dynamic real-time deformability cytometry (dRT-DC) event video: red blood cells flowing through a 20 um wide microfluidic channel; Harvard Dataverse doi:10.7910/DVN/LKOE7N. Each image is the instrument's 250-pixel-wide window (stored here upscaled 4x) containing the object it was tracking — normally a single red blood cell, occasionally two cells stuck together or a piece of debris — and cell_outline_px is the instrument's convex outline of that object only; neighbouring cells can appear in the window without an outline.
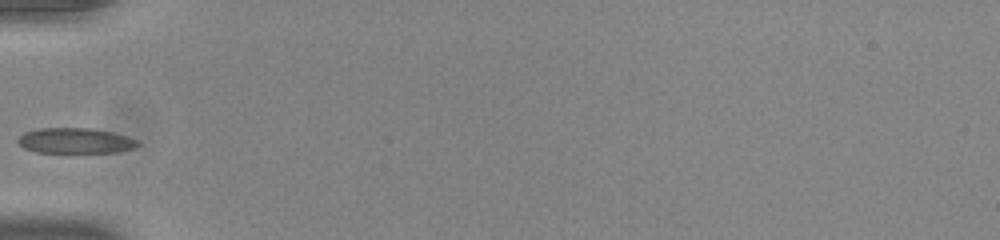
{"species": "common noctule bat (a hibernating species)", "species_latin": "Nyctalus noctula", "temperature_condition": "room temperature", "stored_images_in_passage": 28, "camera_frame_rate_fps": 3000, "um_per_image_px": 0.085, "animal": {"sex": "male", "body_mass_g": 20.0, "forearm_length_mm": 53.3}, "frame": {"image": 1, "passage_image": 1, "time_ms": 0.0, "image_size_px": [1000, 240], "cell_outline_px": [[140, 144], [136, 148], [116, 152], [36, 152], [24, 148], [16, 140], [24, 132], [40, 128], [92, 128], [112, 132], [128, 136], [136, 140]], "centroid_in_image_um": [6.42, 11.95], "position_along_channel_um": 78.6, "area_um2": 17.74}}
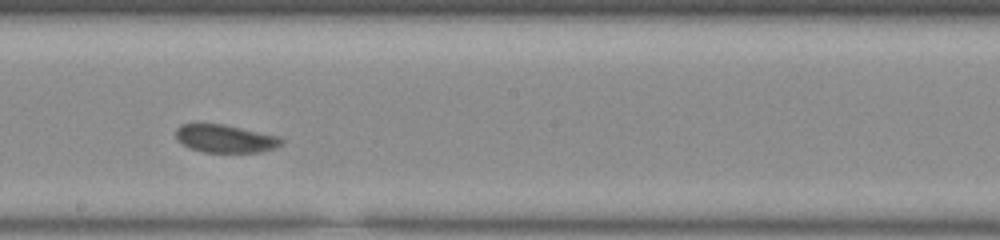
{"frame": {"image": 2, "passage_image": 13, "time_ms": 4.0, "image_size_px": [1000, 240], "cell_outline_px": [[284, 144], [276, 148], [260, 152], [204, 152], [192, 148], [184, 144], [176, 136], [176, 128], [180, 124], [224, 124], [276, 136], [284, 140]], "centroid_in_image_um": [19.18, 11.78], "position_along_channel_um": 229.0, "area_um2": 16.94}}
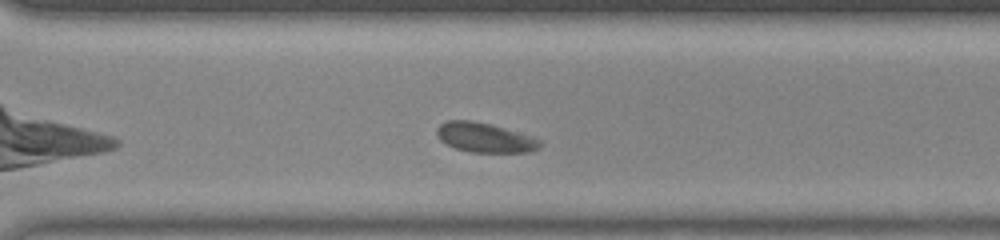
{"frame": {"image": 3, "passage_image": 21, "time_ms": 6.667, "image_size_px": [1000, 240], "cell_outline_px": [[540, 148], [528, 152], [472, 152], [456, 148], [440, 140], [436, 132], [436, 128], [440, 124], [448, 120], [472, 120], [488, 124], [540, 140]], "centroid_in_image_um": [41.14, 11.7], "position_along_channel_um": 329.5, "area_um2": 17.22}}